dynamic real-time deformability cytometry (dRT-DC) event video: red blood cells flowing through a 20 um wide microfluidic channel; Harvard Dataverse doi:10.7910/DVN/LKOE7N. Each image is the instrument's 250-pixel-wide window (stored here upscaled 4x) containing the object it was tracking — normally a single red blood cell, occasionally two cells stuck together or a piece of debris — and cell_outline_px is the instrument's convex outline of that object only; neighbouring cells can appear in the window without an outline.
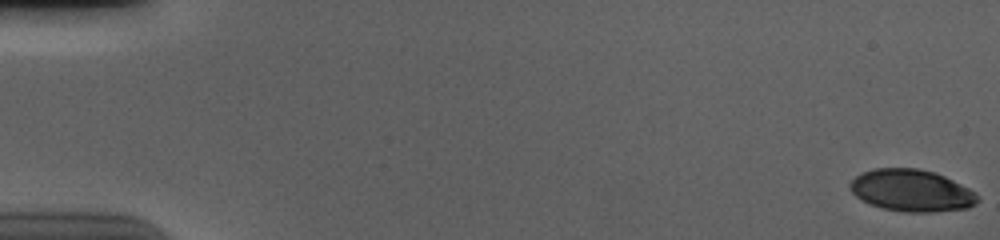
{"species": "human", "species_latin": "Homo sapiens", "temperature_condition": "cold", "stored_images_in_passage": 58, "segment_of_instrument_passage": [1, 2], "camera_frame_rate_fps": 3000, "um_per_image_px": 0.085, "donor": {"sex": "male"}, "frame": {"image": 1, "passage_image": 1, "time_ms": 0.0, "image_size_px": [1000, 240], "cell_outline_px": [[980, 200], [976, 204], [968, 208], [932, 212], [904, 212], [884, 208], [872, 204], [856, 196], [852, 192], [848, 184], [856, 176], [864, 172], [876, 168], [916, 168], [932, 172], [944, 176], [968, 188], [980, 196]], "centroid_in_image_um": [77.51, 16.2], "position_along_channel_um": 7.5, "area_um2": 30.92}}
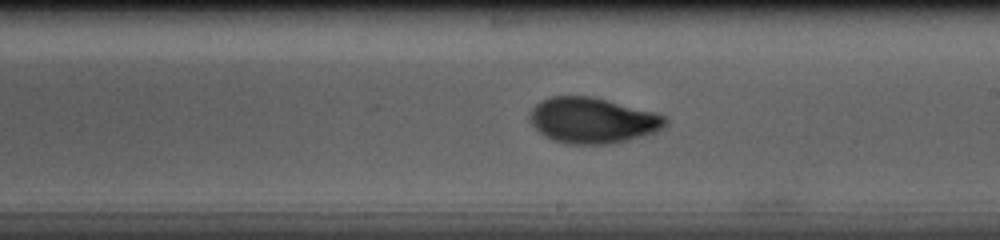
{"frame": {"image": 2, "passage_image": 34, "time_ms": 11.0, "image_size_px": [1000, 240], "cell_outline_px": [[668, 124], [664, 128], [656, 132], [628, 140], [608, 144], [568, 144], [552, 140], [544, 136], [528, 120], [528, 116], [532, 108], [540, 100], [548, 96], [592, 96], [652, 112], [664, 116], [668, 120]], "centroid_in_image_um": [50.33, 10.23], "position_along_channel_um": 238.7, "area_um2": 36.18}}
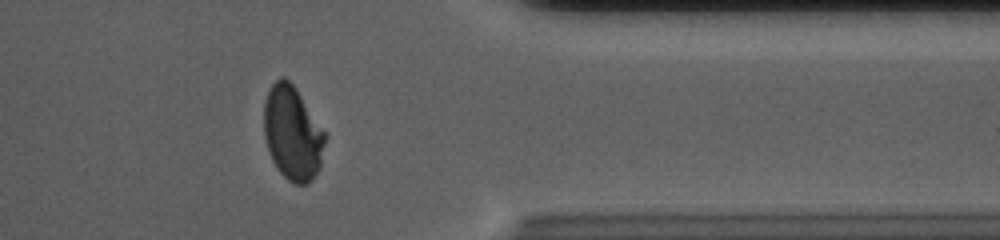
{"frame": {"image": 3, "passage_image": 47, "time_ms": 15.333, "image_size_px": [1000, 240], "cell_outline_px": [[324, 144], [320, 168], [312, 180], [308, 184], [292, 184], [276, 168], [268, 152], [264, 136], [264, 100], [268, 88], [280, 76], [284, 76], [296, 88], [324, 132]], "centroid_in_image_um": [24.82, 11.33], "position_along_channel_um": 386.6, "area_um2": 33.47}}